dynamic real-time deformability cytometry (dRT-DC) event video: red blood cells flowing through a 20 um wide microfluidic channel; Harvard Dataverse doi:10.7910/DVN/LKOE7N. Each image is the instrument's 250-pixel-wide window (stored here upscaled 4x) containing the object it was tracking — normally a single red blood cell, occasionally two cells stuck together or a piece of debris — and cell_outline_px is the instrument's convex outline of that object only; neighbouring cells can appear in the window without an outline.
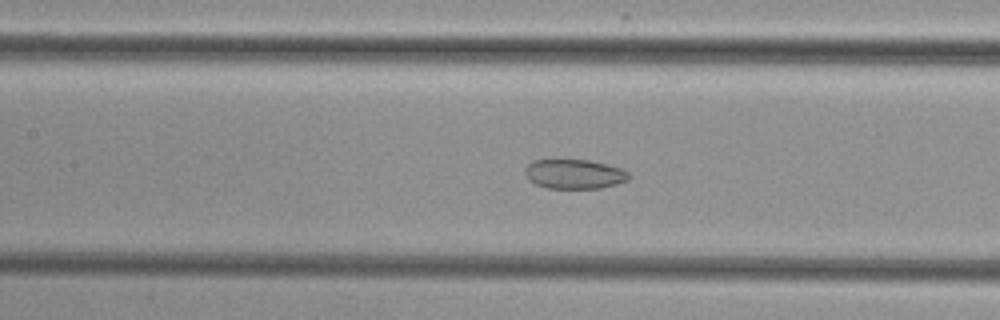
{"species": "common noctule bat (a hibernating species)", "species_latin": "Nyctalus noctula", "temperature_condition": "cold", "stored_images_in_passage": 37, "camera_frame_rate_fps": 3000, "um_per_image_px": 0.085, "animal": {"sex": "female", "body_mass_g": 29.2, "forearm_length_mm": 56.3}, "frame": {"image": 1, "passage_image": 9, "time_ms": 2.667, "image_size_px": [1000, 320], "cell_outline_px": [[632, 176], [628, 180], [616, 184], [600, 188], [548, 188], [536, 184], [528, 180], [524, 172], [524, 168], [528, 164], [536, 160], [592, 160], [608, 164], [620, 168], [628, 172]], "centroid_in_image_um": [48.83, 14.79], "position_along_channel_um": 158.6, "area_um2": 17.92}}
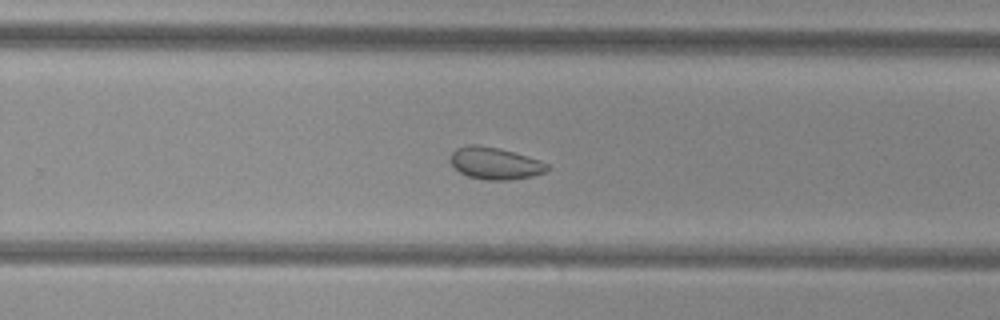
{"frame": {"image": 2, "passage_image": 19, "time_ms": 6.0, "image_size_px": [1000, 320], "cell_outline_px": [[552, 168], [544, 172], [532, 176], [508, 180], [484, 180], [468, 176], [460, 172], [452, 164], [452, 152], [456, 148], [464, 144], [476, 144], [500, 148], [540, 160], [548, 164]], "centroid_in_image_um": [42.09, 13.87], "position_along_channel_um": 287.7, "area_um2": 18.09}}
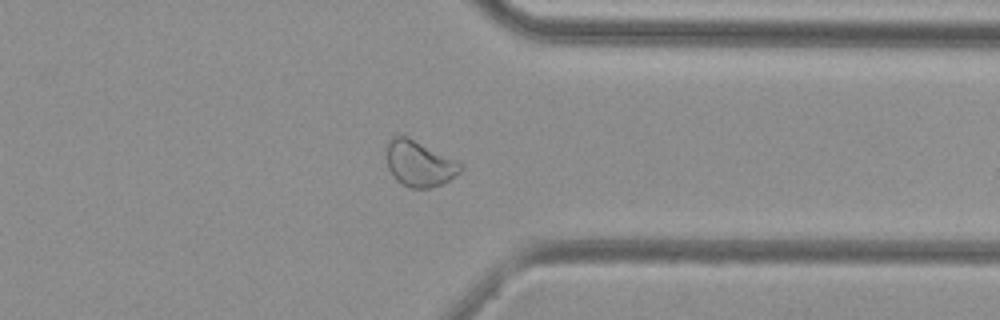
{"frame": {"image": 3, "passage_image": 26, "time_ms": 8.333, "image_size_px": [1000, 320], "cell_outline_px": [[464, 168], [460, 172], [444, 184], [428, 188], [412, 188], [396, 180], [392, 176], [388, 168], [388, 140], [392, 136], [404, 136], [460, 164]], "centroid_in_image_um": [35.61, 13.96], "position_along_channel_um": 375.8, "area_um2": 18.84}}